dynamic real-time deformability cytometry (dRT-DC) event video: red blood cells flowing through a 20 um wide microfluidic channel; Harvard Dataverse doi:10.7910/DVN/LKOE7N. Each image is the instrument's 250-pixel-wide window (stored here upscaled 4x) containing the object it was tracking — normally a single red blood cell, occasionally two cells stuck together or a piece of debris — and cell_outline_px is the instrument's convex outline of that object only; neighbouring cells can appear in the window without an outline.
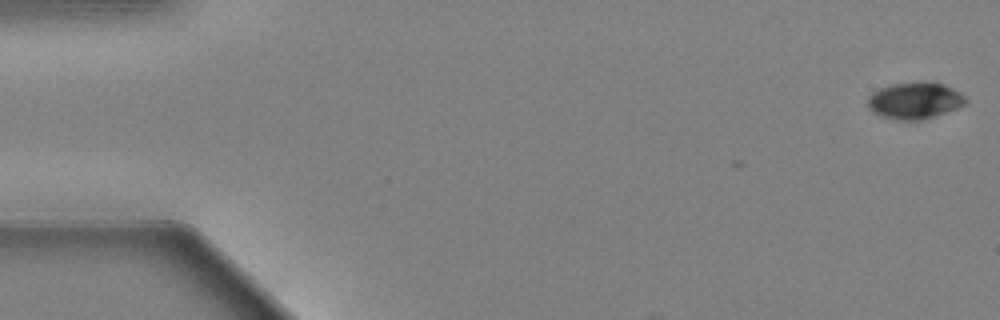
{"species": "Egyptian fruit bat (a non-hibernating species)", "species_latin": "Rousettus aegyptiacus", "temperature_condition": "warm", "stored_images_in_passage": 3, "camera_frame_rate_fps": 3000, "um_per_image_px": 0.085, "animal": {"sex": "female"}, "frame": {"image": 1, "passage_image": 1, "time_ms": 0.0, "image_size_px": [1000, 320], "cell_outline_px": [[968, 100], [964, 104], [956, 108], [924, 120], [896, 120], [880, 116], [872, 112], [868, 108], [868, 96], [872, 92], [880, 88], [892, 84], [944, 84], [960, 92]], "centroid_in_image_um": [77.72, 8.59], "position_along_channel_um": 7.3, "area_um2": 20.46}}